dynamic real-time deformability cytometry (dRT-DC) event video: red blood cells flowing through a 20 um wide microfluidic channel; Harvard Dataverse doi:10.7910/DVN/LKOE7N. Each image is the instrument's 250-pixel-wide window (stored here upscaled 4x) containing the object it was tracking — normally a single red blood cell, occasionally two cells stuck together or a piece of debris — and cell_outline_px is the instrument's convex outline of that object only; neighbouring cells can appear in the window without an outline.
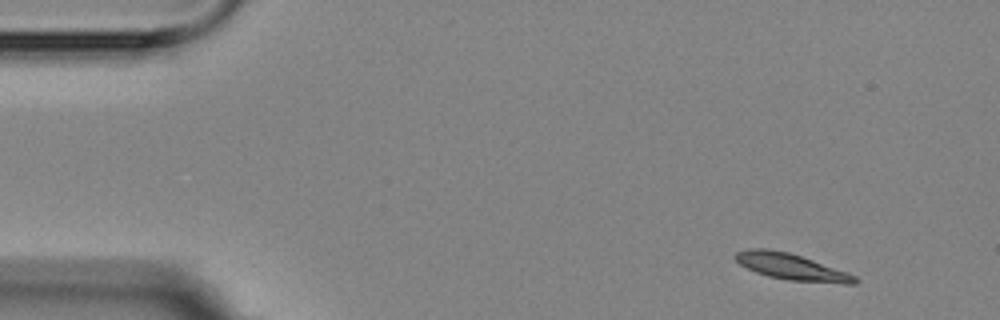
{"species": "Egyptian fruit bat (a non-hibernating species)", "species_latin": "Rousettus aegyptiacus", "temperature_condition": "room temperature", "stored_images_in_passage": 4, "camera_frame_rate_fps": 3000, "um_per_image_px": 0.085, "animal": {"sex": "female"}, "frame": {"image": 1, "passage_image": 1, "time_ms": 0.0, "image_size_px": [1000, 320], "cell_outline_px": [[860, 280], [856, 284], [844, 284], [788, 280], [768, 276], [756, 272], [740, 264], [732, 256], [736, 252], [748, 248], [768, 248], [788, 252], [848, 272], [856, 276]], "centroid_in_image_um": [67.28, 22.68], "position_along_channel_um": 17.7, "area_um2": 18.38}}
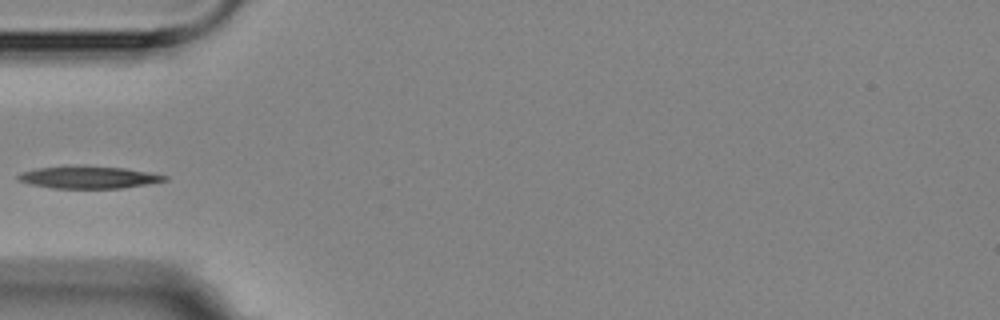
{"frame": {"image": 2, "passage_image": 4, "time_ms": 4.333, "image_size_px": [1000, 320], "cell_outline_px": [[168, 180], [120, 188], [52, 188], [28, 184], [16, 180], [16, 176], [20, 172], [36, 168], [84, 164], [124, 168], [168, 176]], "centroid_in_image_um": [7.42, 15.05], "position_along_channel_um": 77.6, "area_um2": 19.31}}